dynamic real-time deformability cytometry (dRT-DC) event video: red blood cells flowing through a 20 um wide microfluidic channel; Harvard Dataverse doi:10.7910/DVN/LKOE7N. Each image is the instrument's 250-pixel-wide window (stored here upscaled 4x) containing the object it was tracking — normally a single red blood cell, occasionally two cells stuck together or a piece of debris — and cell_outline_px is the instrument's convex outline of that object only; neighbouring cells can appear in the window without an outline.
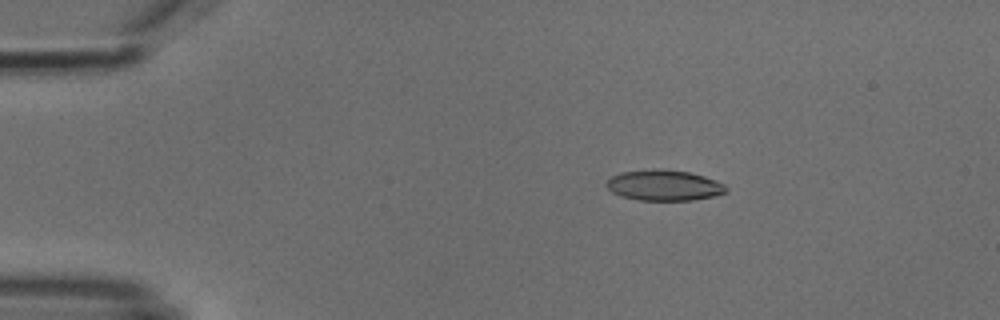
{"species": "common noctule bat (a hibernating species)", "species_latin": "Nyctalus noctula", "temperature_condition": "cold", "stored_images_in_passage": 5, "camera_frame_rate_fps": 3000, "um_per_image_px": 0.085, "animal": {"sex": "male", "body_mass_g": 18.8}, "frame": {"image": 1, "passage_image": 2, "time_ms": 1.333, "image_size_px": [1000, 320], "cell_outline_px": [[728, 188], [724, 192], [716, 196], [692, 200], [640, 200], [620, 196], [612, 192], [604, 184], [612, 176], [620, 172], [656, 168], [664, 168], [688, 172], [704, 176], [716, 180], [724, 184]], "centroid_in_image_um": [56.43, 15.74], "position_along_channel_um": 28.6, "area_um2": 21.56}}
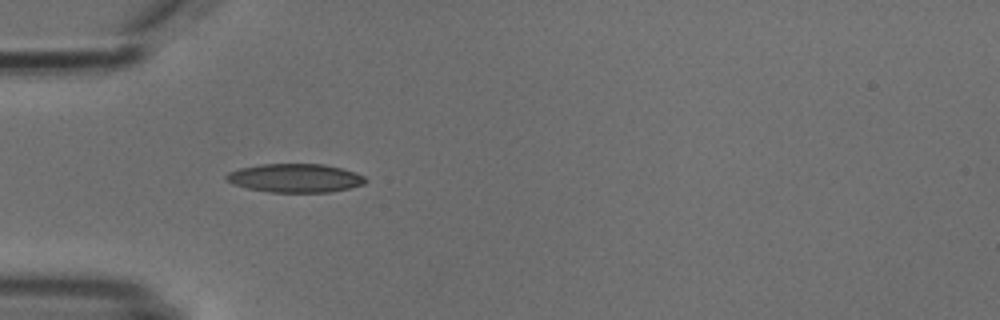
{"frame": {"image": 2, "passage_image": 4, "time_ms": 3.667, "image_size_px": [1000, 320], "cell_outline_px": [[368, 180], [364, 184], [352, 188], [332, 192], [268, 192], [248, 188], [232, 184], [224, 180], [224, 176], [228, 172], [240, 168], [260, 164], [324, 164], [356, 172], [364, 176]], "centroid_in_image_um": [25.09, 15.14], "position_along_channel_um": 59.9, "area_um2": 23.47}}
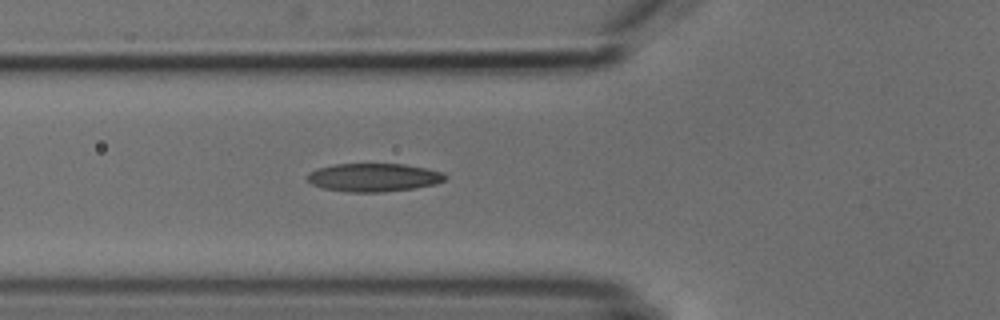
{"frame": {"image": 3, "passage_image": 5, "time_ms": 4.667, "image_size_px": [1000, 320], "cell_outline_px": [[448, 176], [444, 180], [436, 184], [416, 188], [380, 192], [348, 192], [324, 188], [312, 184], [308, 180], [308, 172], [316, 168], [336, 164], [404, 164], [444, 172]], "centroid_in_image_um": [31.78, 15.08], "position_along_channel_um": 94.0, "area_um2": 22.72}}